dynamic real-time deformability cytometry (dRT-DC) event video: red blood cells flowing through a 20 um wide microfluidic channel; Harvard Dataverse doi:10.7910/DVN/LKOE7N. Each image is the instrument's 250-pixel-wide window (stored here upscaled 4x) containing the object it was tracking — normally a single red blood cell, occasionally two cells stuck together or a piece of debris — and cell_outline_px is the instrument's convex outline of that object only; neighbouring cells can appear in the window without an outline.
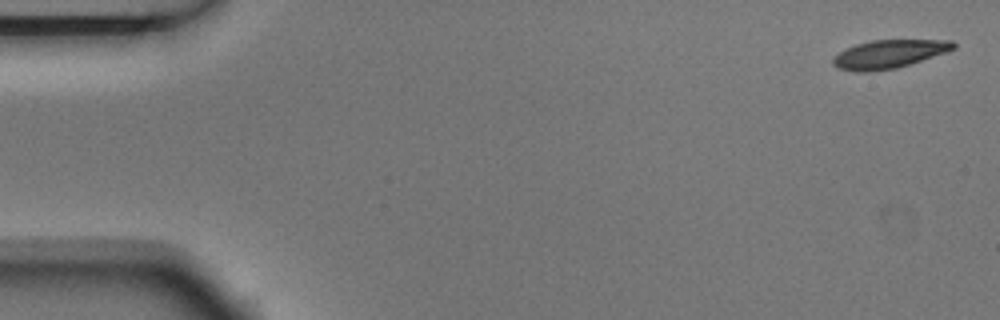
{"species": "Egyptian fruit bat (a non-hibernating species)", "species_latin": "Rousettus aegyptiacus", "temperature_condition": "room temperature", "stored_images_in_passage": 14, "camera_frame_rate_fps": 3000, "um_per_image_px": 0.085, "animal": {"sex": "male"}, "frame": {"image": 1, "passage_image": 1, "time_ms": 0.0, "image_size_px": [1000, 320], "cell_outline_px": [[956, 48], [948, 52], [896, 68], [872, 72], [856, 72], [836, 68], [832, 64], [832, 56], [856, 44], [872, 40], [952, 40], [956, 44]], "centroid_in_image_um": [75.55, 4.6], "position_along_channel_um": 9.5, "area_um2": 20.06}}
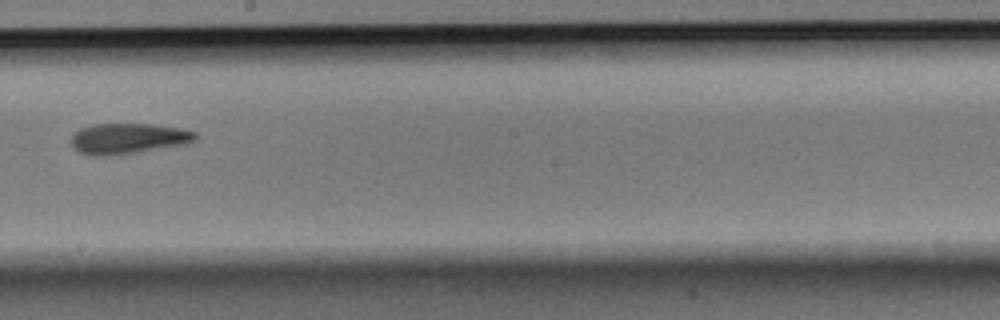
{"frame": {"image": 2, "passage_image": 8, "time_ms": 2.333, "image_size_px": [1000, 320], "cell_outline_px": [[196, 140], [184, 144], [136, 152], [108, 156], [92, 156], [80, 152], [72, 144], [72, 136], [80, 128], [92, 124], [152, 124], [180, 128], [196, 132]], "centroid_in_image_um": [10.89, 11.77], "position_along_channel_um": 237.3, "area_um2": 21.91}}
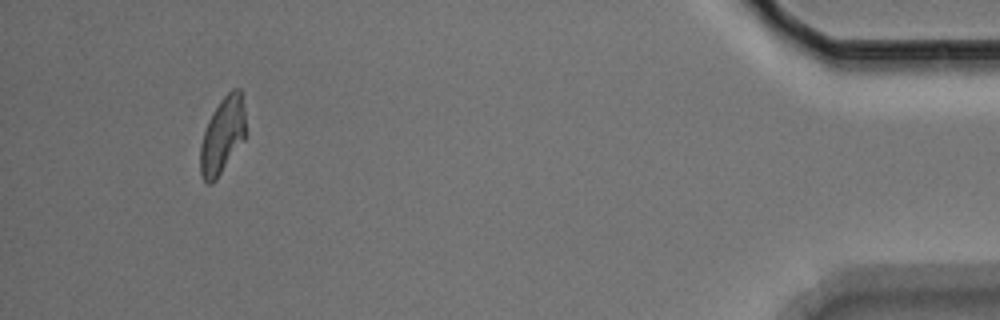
{"frame": {"image": 3, "passage_image": 13, "time_ms": 4.0, "image_size_px": [1000, 320], "cell_outline_px": [[244, 140], [216, 180], [212, 184], [208, 184], [200, 176], [200, 144], [208, 120], [212, 112], [220, 100], [232, 88], [240, 88], [244, 108]], "centroid_in_image_um": [18.88, 11.53], "position_along_channel_um": 416.3, "area_um2": 20.17}}